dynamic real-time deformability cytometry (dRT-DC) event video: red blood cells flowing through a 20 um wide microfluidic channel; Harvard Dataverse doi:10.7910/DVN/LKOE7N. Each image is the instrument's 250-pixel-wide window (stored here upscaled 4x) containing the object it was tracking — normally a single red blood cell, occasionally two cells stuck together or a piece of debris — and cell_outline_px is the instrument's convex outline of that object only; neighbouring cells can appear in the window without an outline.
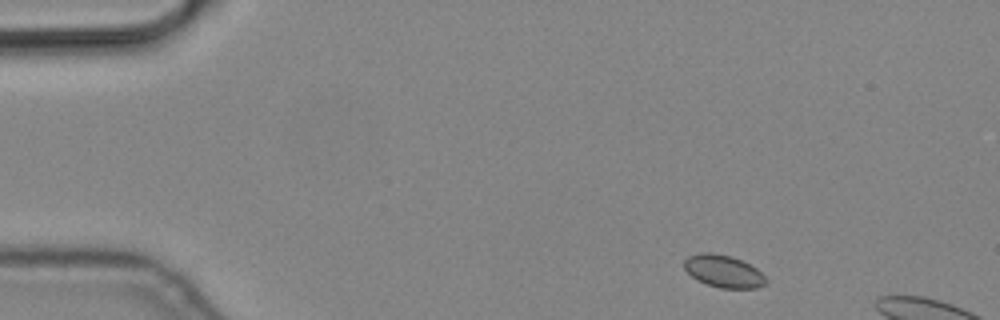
{"species": "common noctule bat (a hibernating species)", "species_latin": "Nyctalus noctula", "temperature_condition": "cold", "stored_images_in_passage": 3, "camera_frame_rate_fps": 3000, "um_per_image_px": 0.085, "animal": {"sex": "male", "body_mass_g": 19.2, "forearm_length_mm": 51.8}, "frame": {"image": 1, "passage_image": 1, "time_ms": 0.0, "image_size_px": [1000, 320], "cell_outline_px": [[768, 280], [764, 284], [756, 288], [720, 288], [696, 280], [684, 268], [684, 260], [688, 256], [700, 252], [712, 252], [732, 256], [756, 268]], "centroid_in_image_um": [61.47, 23.04], "position_along_channel_um": 23.5, "area_um2": 15.37}}